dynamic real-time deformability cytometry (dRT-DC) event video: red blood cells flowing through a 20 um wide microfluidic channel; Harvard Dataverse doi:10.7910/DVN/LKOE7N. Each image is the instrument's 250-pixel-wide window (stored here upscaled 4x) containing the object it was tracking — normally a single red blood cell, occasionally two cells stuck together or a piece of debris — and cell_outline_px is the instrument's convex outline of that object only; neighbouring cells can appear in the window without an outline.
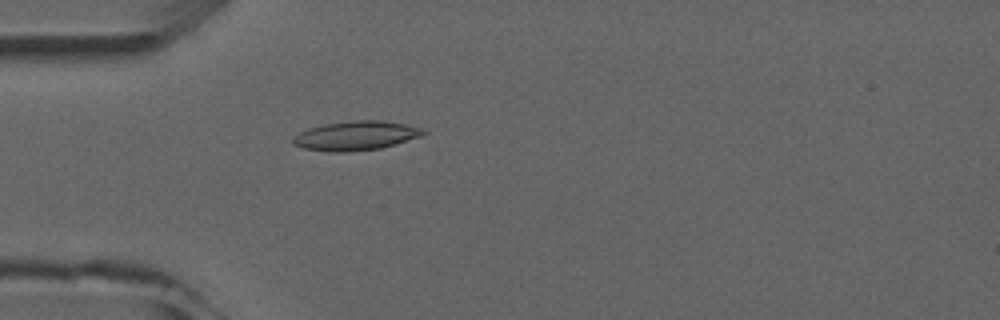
{"species": "common noctule bat (a hibernating species)", "species_latin": "Nyctalus noctula", "temperature_condition": "room temperature", "stored_images_in_passage": 1, "camera_frame_rate_fps": 3000, "um_per_image_px": 0.085, "animal": {"sex": "male", "forearm_length_mm": 52.5}, "frame": {"image": 1, "passage_image": 1, "time_ms": 0.0, "image_size_px": [1000, 320], "cell_outline_px": [[428, 132], [420, 136], [396, 144], [380, 148], [348, 152], [332, 152], [304, 148], [292, 144], [292, 136], [308, 128], [324, 124], [352, 120], [380, 120], [408, 124], [424, 128]], "centroid_in_image_um": [30.26, 11.52], "position_along_channel_um": 54.7, "area_um2": 22.37}}